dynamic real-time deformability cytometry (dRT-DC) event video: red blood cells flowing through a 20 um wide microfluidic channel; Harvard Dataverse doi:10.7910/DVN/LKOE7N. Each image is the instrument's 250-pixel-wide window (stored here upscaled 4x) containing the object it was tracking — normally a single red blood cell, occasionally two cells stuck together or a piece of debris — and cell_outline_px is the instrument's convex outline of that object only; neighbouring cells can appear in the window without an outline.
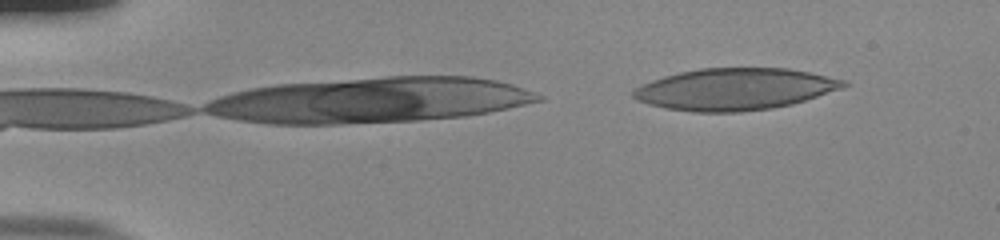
{"species": "human", "species_latin": "Homo sapiens", "temperature_condition": "room temperature", "stored_images_in_passage": 4, "camera_frame_rate_fps": 3000, "um_per_image_px": 0.085, "donor": {"sex": "male"}, "frame": {"image": 1, "passage_image": 1, "time_ms": 0.0, "image_size_px": [1000, 240], "cell_outline_px": [[848, 84], [840, 88], [792, 104], [772, 108], [740, 112], [692, 112], [664, 108], [648, 104], [636, 100], [632, 96], [632, 92], [636, 88], [652, 80], [664, 76], [680, 72], [700, 68], [788, 68], [808, 72], [844, 80]], "centroid_in_image_um": [62.4, 7.58], "position_along_channel_um": 22.6, "area_um2": 50.81}}